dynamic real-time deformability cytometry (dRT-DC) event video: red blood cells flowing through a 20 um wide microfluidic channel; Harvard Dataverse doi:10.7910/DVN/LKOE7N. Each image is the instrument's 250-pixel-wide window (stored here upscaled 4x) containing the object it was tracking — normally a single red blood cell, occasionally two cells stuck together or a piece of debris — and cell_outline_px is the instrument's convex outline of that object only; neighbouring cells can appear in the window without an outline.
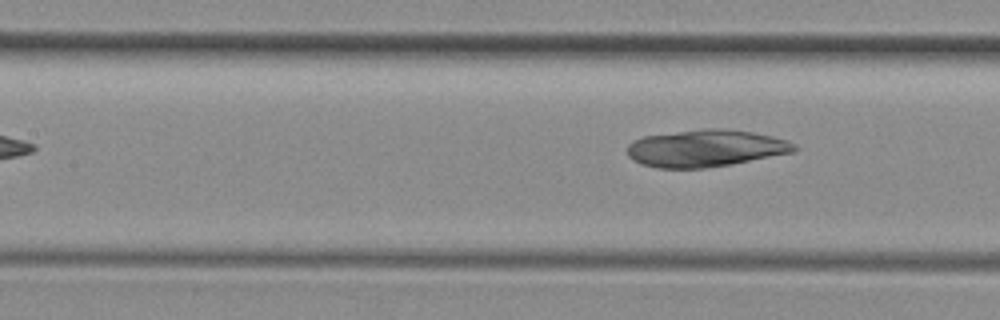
{"species": "common noctule bat (a hibernating species)", "species_latin": "Nyctalus noctula", "temperature_condition": "room temperature", "stored_images_in_passage": 5, "camera_frame_rate_fps": 3000, "um_per_image_px": 0.085, "animal": {"sex": "female", "body_mass_g": 29.2, "forearm_length_mm": 56.3}, "frame": {"image": 1, "passage_image": 5, "time_ms": 1.333, "image_size_px": [1000, 320], "cell_outline_px": [[796, 152], [732, 164], [704, 168], [656, 168], [640, 164], [632, 160], [628, 156], [628, 144], [632, 140], [644, 136], [704, 128], [724, 128], [752, 132], [772, 136], [788, 140], [796, 144]], "centroid_in_image_um": [59.99, 12.6], "position_along_channel_um": 147.4, "area_um2": 36.41}}